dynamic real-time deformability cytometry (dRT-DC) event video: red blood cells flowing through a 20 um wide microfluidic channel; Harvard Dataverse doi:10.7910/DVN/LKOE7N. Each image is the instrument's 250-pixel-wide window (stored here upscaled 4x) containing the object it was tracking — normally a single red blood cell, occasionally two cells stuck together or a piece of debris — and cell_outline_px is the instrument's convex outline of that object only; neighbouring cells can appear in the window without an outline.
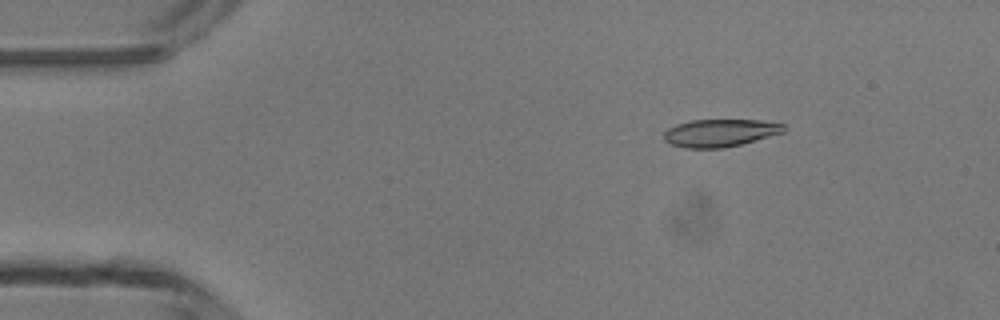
{"species": "common noctule bat (a hibernating species)", "species_latin": "Nyctalus noctula", "temperature_condition": "room temperature", "stored_images_in_passage": 4, "camera_frame_rate_fps": 3000, "um_per_image_px": 0.085, "animal": {"sex": "male", "body_mass_g": 13.3}, "frame": {"image": 1, "passage_image": 2, "time_ms": 2.0, "image_size_px": [1000, 320], "cell_outline_px": [[784, 132], [740, 144], [724, 148], [684, 148], [672, 144], [664, 140], [664, 132], [668, 128], [676, 124], [692, 120], [760, 120], [784, 124]], "centroid_in_image_um": [61.17, 11.29], "position_along_channel_um": 23.8, "area_um2": 19.13}}
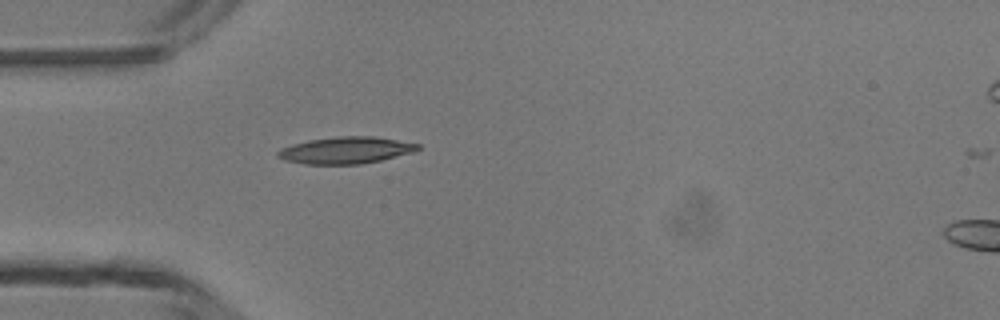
{"frame": {"image": 2, "passage_image": 4, "time_ms": 4.333, "image_size_px": [1000, 320], "cell_outline_px": [[420, 148], [412, 152], [380, 160], [360, 164], [304, 164], [284, 160], [276, 156], [276, 152], [292, 144], [308, 140], [340, 136], [376, 136], [420, 144]], "centroid_in_image_um": [29.38, 12.77], "position_along_channel_um": 55.6, "area_um2": 21.73}}